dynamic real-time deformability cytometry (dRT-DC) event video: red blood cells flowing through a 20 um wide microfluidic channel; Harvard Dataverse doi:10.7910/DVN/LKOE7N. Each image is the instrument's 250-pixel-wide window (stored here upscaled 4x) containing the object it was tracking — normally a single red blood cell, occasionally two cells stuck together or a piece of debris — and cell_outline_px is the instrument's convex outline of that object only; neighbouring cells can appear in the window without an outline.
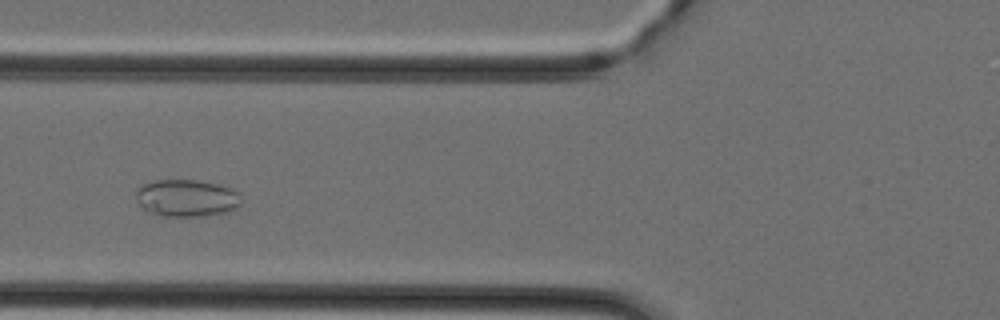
{"species": "Egyptian fruit bat (a non-hibernating species)", "species_latin": "Rousettus aegyptiacus", "temperature_condition": "cold", "stored_images_in_passage": 41, "camera_frame_rate_fps": 3000, "um_per_image_px": 0.085, "animal": {"sex": "female"}, "frame": {"image": 1, "passage_image": 13, "time_ms": 4.0, "image_size_px": [1000, 320], "cell_outline_px": [[240, 204], [236, 208], [228, 212], [204, 216], [164, 216], [148, 212], [136, 200], [136, 192], [140, 184], [156, 180], [196, 180], [220, 184], [236, 192], [240, 200]], "centroid_in_image_um": [15.83, 16.83], "position_along_channel_um": 110.0, "area_um2": 22.77}}
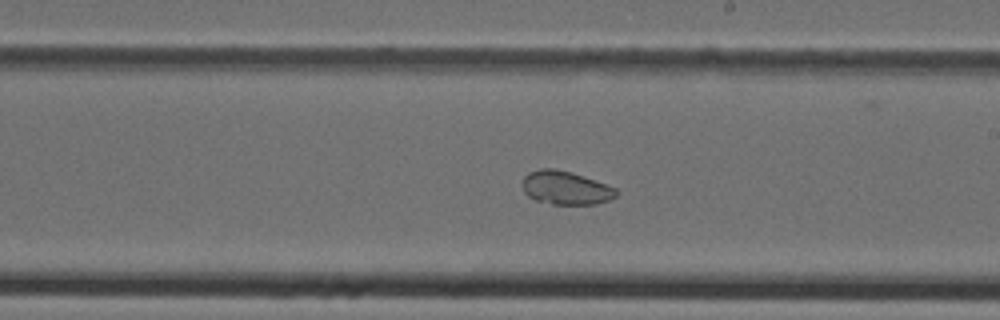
{"frame": {"image": 2, "passage_image": 22, "time_ms": 7.0, "image_size_px": [1000, 320], "cell_outline_px": [[620, 192], [616, 196], [608, 200], [596, 204], [552, 204], [536, 200], [528, 196], [524, 192], [520, 184], [524, 176], [528, 172], [540, 168], [552, 168], [572, 172], [616, 188]], "centroid_in_image_um": [48.04, 15.96], "position_along_channel_um": 241.0, "area_um2": 18.44}}
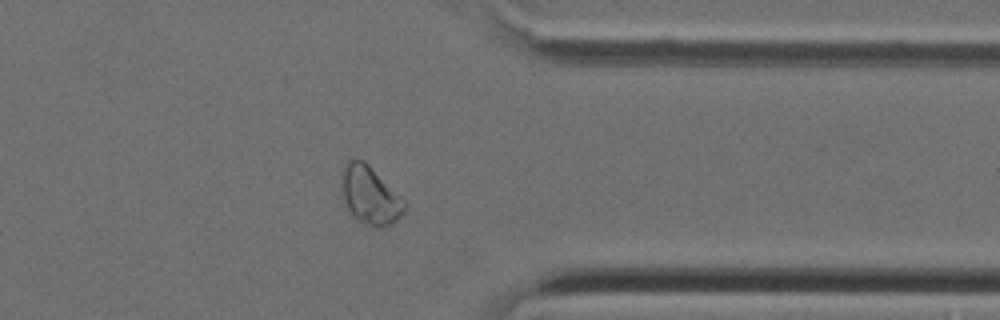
{"frame": {"image": 3, "passage_image": 32, "time_ms": 10.333, "image_size_px": [1000, 320], "cell_outline_px": [[408, 204], [404, 212], [396, 220], [380, 228], [376, 228], [356, 220], [352, 216], [344, 200], [340, 184], [344, 168], [352, 160], [360, 160], [368, 164]], "centroid_in_image_um": [31.46, 16.65], "position_along_channel_um": 379.9, "area_um2": 20.87}}